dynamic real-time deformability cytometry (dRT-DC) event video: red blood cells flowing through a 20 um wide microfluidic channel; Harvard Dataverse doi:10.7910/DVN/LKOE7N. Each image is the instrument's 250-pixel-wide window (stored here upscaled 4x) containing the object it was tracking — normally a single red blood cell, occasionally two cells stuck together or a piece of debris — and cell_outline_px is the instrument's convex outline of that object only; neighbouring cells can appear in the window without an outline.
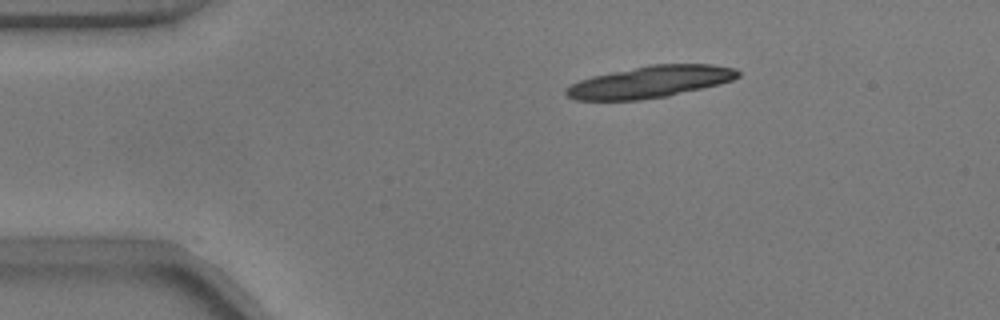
{"species": "common noctule bat (a hibernating species)", "species_latin": "Nyctalus noctula", "temperature_condition": "warm", "stored_images_in_passage": 9, "camera_frame_rate_fps": 3000, "um_per_image_px": 0.085, "animal": {"sex": "male", "body_mass_g": 17.9}, "frame": {"image": 1, "passage_image": 1, "time_ms": 0.0, "image_size_px": [1000, 320], "cell_outline_px": [[740, 76], [732, 80], [668, 96], [640, 100], [576, 100], [568, 96], [564, 92], [564, 88], [580, 80], [592, 76], [648, 64], [712, 64], [736, 68], [740, 72]], "centroid_in_image_um": [55.25, 6.95], "position_along_channel_um": 29.8, "area_um2": 31.79}}